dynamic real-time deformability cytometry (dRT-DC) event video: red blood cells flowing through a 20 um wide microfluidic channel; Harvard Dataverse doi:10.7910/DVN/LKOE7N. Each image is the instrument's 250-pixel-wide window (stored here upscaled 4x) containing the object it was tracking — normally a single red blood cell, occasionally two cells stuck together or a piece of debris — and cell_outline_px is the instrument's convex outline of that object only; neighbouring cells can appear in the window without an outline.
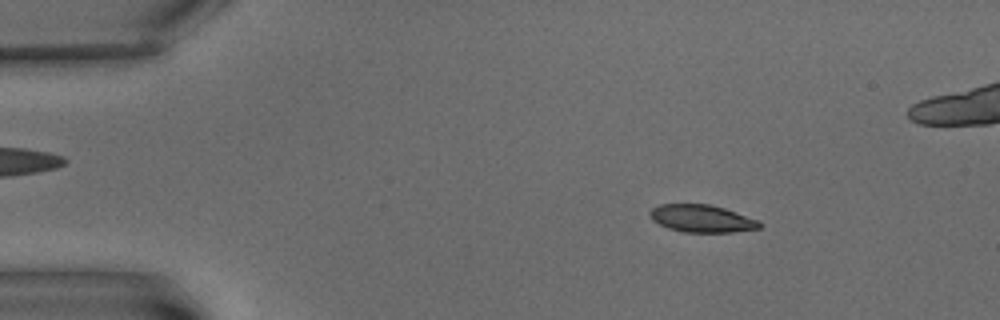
{"species": "common noctule bat (a hibernating species)", "species_latin": "Nyctalus noctula", "temperature_condition": "warm", "stored_images_in_passage": 9, "camera_frame_rate_fps": 3000, "um_per_image_px": 0.085, "animal": {"sex": "male", "body_mass_g": 15.6}, "frame": {"image": 1, "passage_image": 2, "time_ms": 1.333, "image_size_px": [1000, 320], "cell_outline_px": [[764, 224], [760, 228], [732, 232], [684, 232], [668, 228], [652, 220], [648, 212], [652, 208], [660, 204], [712, 204], [760, 220]], "centroid_in_image_um": [59.68, 18.57], "position_along_channel_um": 25.3, "area_um2": 17.69}}
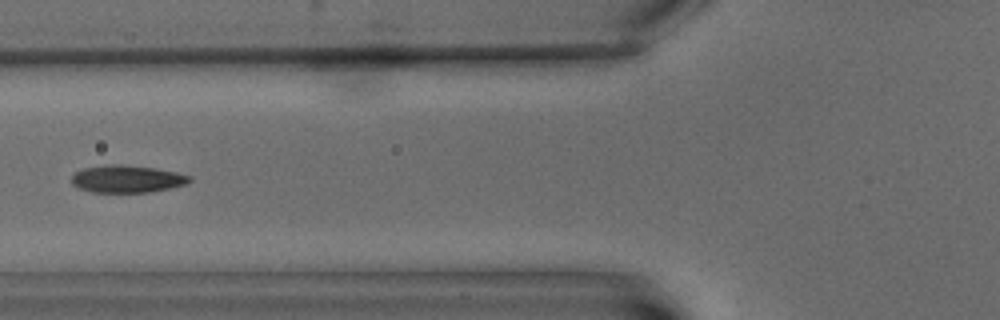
{"frame": {"image": 2, "passage_image": 6, "time_ms": 6.667, "image_size_px": [1000, 320], "cell_outline_px": [[192, 180], [184, 184], [168, 188], [148, 192], [92, 192], [80, 188], [72, 184], [72, 176], [76, 172], [84, 168], [104, 164], [124, 164], [156, 168], [176, 172], [192, 176]], "centroid_in_image_um": [10.79, 15.19], "position_along_channel_um": 115.0, "area_um2": 18.79}}